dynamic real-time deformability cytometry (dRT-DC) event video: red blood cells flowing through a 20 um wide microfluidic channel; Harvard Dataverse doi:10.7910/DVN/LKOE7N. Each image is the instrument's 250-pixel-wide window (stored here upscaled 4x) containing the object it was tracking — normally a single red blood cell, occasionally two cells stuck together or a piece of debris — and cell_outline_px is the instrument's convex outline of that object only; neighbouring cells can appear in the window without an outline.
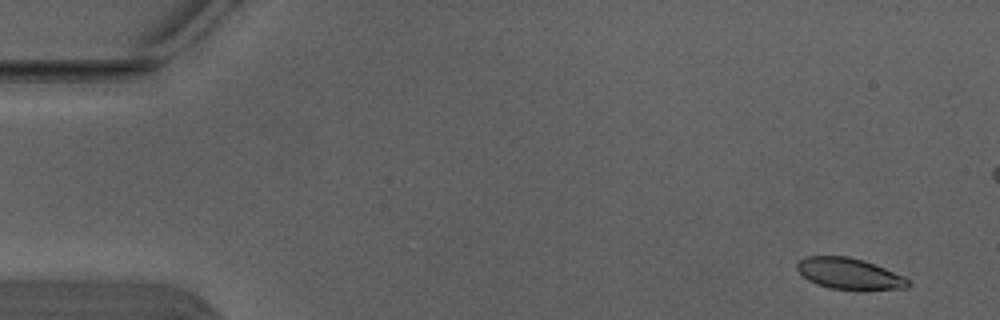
{"species": "Egyptian fruit bat (a non-hibernating species)", "species_latin": "Rousettus aegyptiacus", "temperature_condition": "warm", "stored_images_in_passage": 5, "camera_frame_rate_fps": 3000, "um_per_image_px": 0.085, "animal": {"sex": "male"}, "frame": {"image": 1, "passage_image": 1, "time_ms": 0.0, "image_size_px": [1000, 320], "cell_outline_px": [[912, 284], [908, 288], [864, 292], [856, 292], [828, 288], [816, 284], [808, 280], [796, 268], [796, 260], [804, 256], [848, 256], [864, 260], [904, 276]], "centroid_in_image_um": [72.21, 23.31], "position_along_channel_um": 12.8, "area_um2": 21.1}}
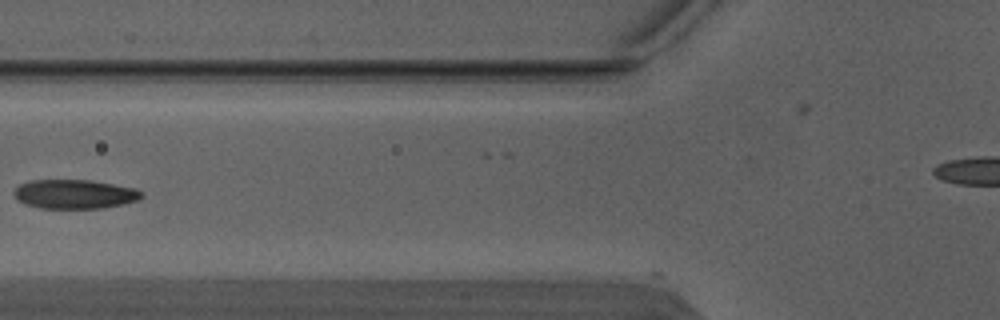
{"frame": {"image": 2, "passage_image": 5, "time_ms": 1.333, "image_size_px": [1000, 320], "cell_outline_px": [[144, 196], [140, 200], [124, 204], [104, 208], [40, 208], [24, 204], [16, 200], [12, 196], [12, 192], [20, 184], [28, 180], [92, 180], [136, 188], [144, 192]], "centroid_in_image_um": [6.35, 16.5], "position_along_channel_um": 119.5, "area_um2": 22.14}}